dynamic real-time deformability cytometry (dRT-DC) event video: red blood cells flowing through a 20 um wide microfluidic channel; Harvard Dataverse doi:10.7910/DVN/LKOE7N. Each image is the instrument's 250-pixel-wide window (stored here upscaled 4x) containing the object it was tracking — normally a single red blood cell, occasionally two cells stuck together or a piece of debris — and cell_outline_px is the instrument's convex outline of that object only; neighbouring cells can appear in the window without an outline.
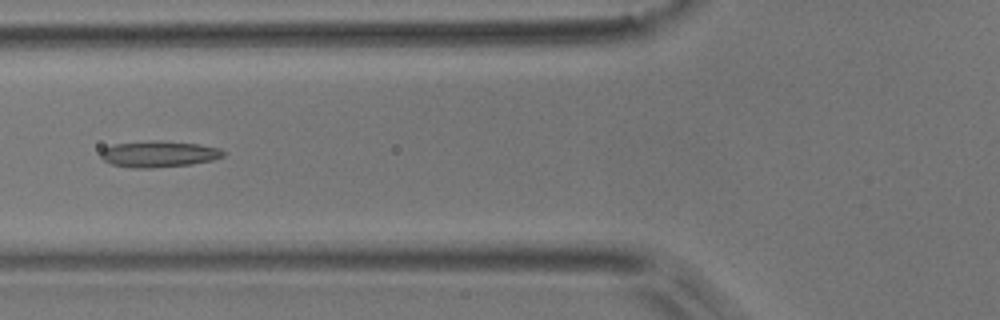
{"species": "common noctule bat (a hibernating species)", "species_latin": "Nyctalus noctula", "temperature_condition": "room temperature", "stored_images_in_passage": 5, "camera_frame_rate_fps": 3000, "um_per_image_px": 0.085, "animal": {"sex": "male", "body_mass_g": 17.9}, "frame": {"image": 1, "passage_image": 5, "time_ms": 1.333, "image_size_px": [1000, 320], "cell_outline_px": [[224, 156], [212, 160], [192, 164], [152, 168], [132, 168], [112, 164], [104, 160], [100, 156], [100, 152], [104, 148], [112, 144], [156, 140], [160, 140], [200, 144], [220, 148], [224, 152]], "centroid_in_image_um": [13.5, 13.09], "position_along_channel_um": 112.3, "area_um2": 18.84}}